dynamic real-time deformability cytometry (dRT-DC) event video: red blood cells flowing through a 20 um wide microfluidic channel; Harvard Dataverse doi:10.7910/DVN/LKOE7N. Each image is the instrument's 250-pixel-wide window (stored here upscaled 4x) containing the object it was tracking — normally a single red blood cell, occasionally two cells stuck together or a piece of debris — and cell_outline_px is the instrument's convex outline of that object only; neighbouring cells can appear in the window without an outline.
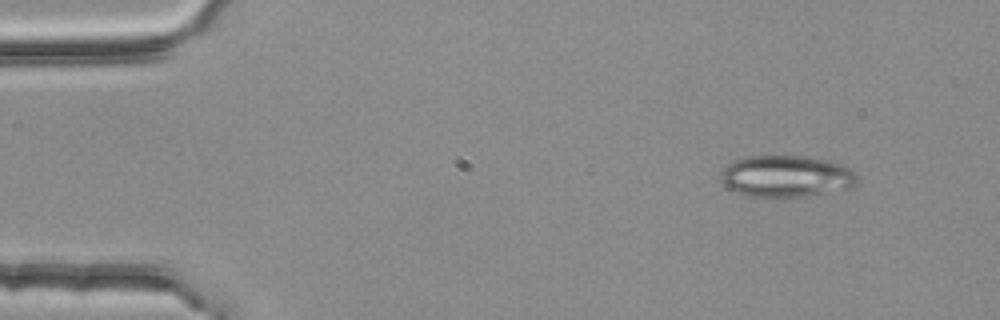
{"species": "common noctule bat (a hibernating species)", "species_latin": "Nyctalus noctula", "temperature_condition": "room temperature", "stored_images_in_passage": 14, "camera_frame_rate_fps": 3000, "um_per_image_px": 0.085, "animal": {"sex": "female", "body_mass_g": 25.1}, "frame": {"image": 1, "passage_image": 1, "time_ms": 0.0, "image_size_px": [1000, 320], "cell_outline_px": [[856, 180], [852, 188], [804, 196], [748, 196], [736, 192], [728, 188], [720, 180], [720, 172], [728, 164], [736, 160], [748, 156], [804, 156], [824, 160], [840, 164], [856, 172]], "centroid_in_image_um": [66.8, 14.98], "position_along_channel_um": 18.2, "area_um2": 32.77}}